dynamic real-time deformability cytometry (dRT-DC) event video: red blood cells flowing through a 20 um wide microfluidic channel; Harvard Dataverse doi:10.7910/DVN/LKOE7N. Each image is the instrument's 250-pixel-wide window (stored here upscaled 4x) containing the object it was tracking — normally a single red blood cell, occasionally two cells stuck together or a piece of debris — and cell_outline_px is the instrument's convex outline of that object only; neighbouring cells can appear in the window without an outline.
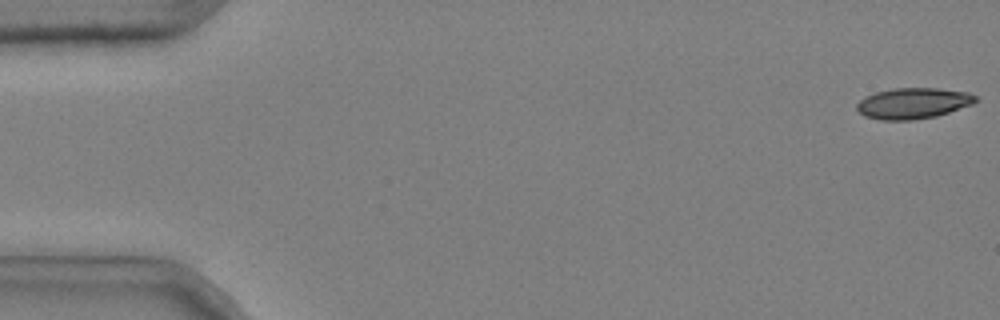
{"species": "common noctule bat (a hibernating species)", "species_latin": "Nyctalus noctula", "temperature_condition": "cold", "stored_images_in_passage": 49, "camera_frame_rate_fps": 3000, "um_per_image_px": 0.085, "animal": {"sex": "male", "body_mass_g": 20.4}, "frame": {"image": 1, "passage_image": 1, "time_ms": 0.0, "image_size_px": [1000, 320], "cell_outline_px": [[980, 100], [972, 104], [936, 116], [912, 120], [880, 120], [864, 116], [856, 108], [856, 104], [864, 96], [876, 92], [892, 88], [936, 88], [968, 92], [976, 96]], "centroid_in_image_um": [77.6, 8.77], "position_along_channel_um": 7.4, "area_um2": 21.44}}
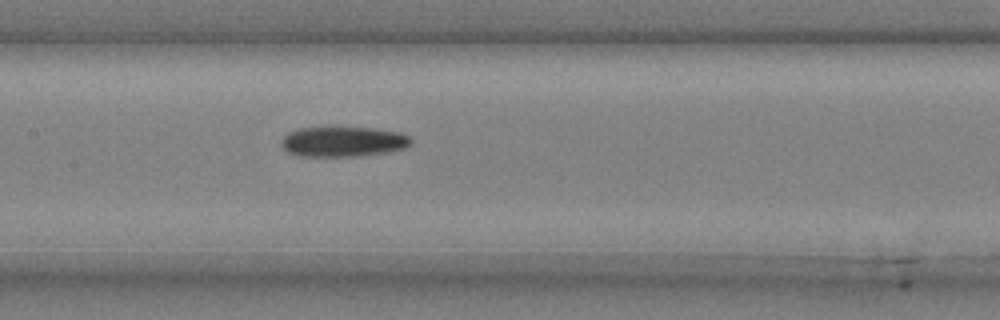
{"frame": {"image": 2, "passage_image": 26, "time_ms": 8.333, "image_size_px": [1000, 320], "cell_outline_px": [[412, 144], [404, 148], [384, 152], [360, 156], [296, 156], [288, 152], [280, 144], [280, 140], [288, 132], [300, 128], [332, 124], [372, 128], [400, 132], [408, 136], [412, 140]], "centroid_in_image_um": [29.11, 11.99], "position_along_channel_um": 178.3, "area_um2": 23.7}}
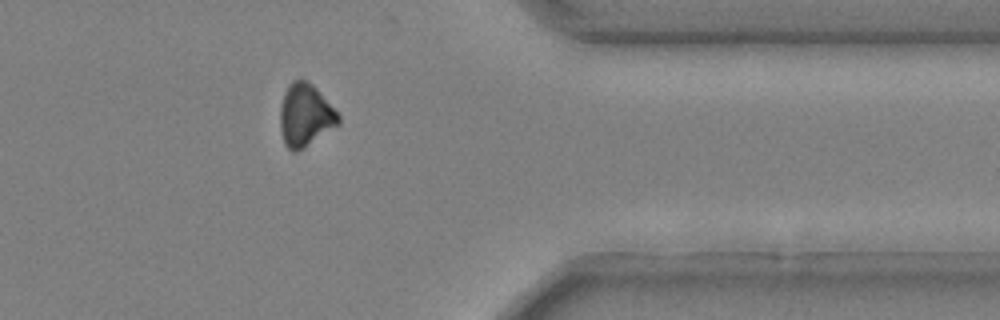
{"frame": {"image": 3, "passage_image": 44, "time_ms": 14.333, "image_size_px": [1000, 320], "cell_outline_px": [[340, 124], [296, 152], [292, 152], [284, 144], [280, 128], [280, 108], [284, 92], [292, 80], [308, 80], [316, 88], [340, 116]], "centroid_in_image_um": [25.93, 9.8], "position_along_channel_um": 385.5, "area_um2": 21.1}}